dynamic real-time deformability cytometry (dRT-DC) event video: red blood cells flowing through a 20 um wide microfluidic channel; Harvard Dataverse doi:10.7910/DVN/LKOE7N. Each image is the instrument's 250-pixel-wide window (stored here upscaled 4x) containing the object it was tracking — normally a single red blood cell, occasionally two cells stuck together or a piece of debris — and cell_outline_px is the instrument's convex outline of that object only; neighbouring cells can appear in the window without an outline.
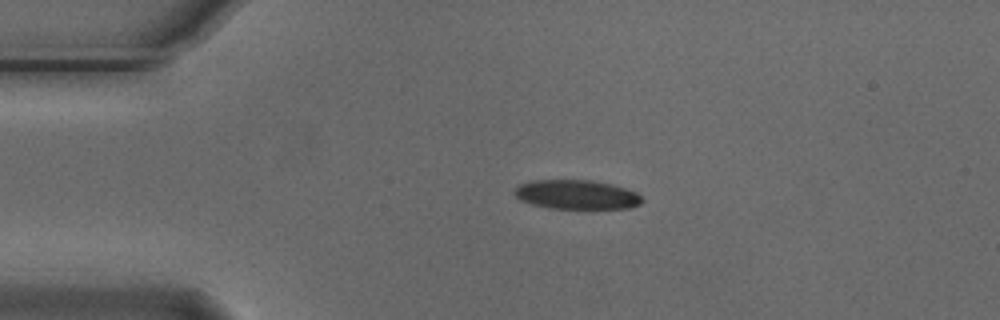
{"species": "Egyptian fruit bat (a non-hibernating species)", "species_latin": "Rousettus aegyptiacus", "temperature_condition": "cold", "stored_images_in_passage": 2, "camera_frame_rate_fps": 3000, "um_per_image_px": 0.085, "animal": {"sex": "male"}, "frame": {"image": 1, "passage_image": 1, "time_ms": 0.0, "image_size_px": [1000, 320], "cell_outline_px": [[644, 200], [640, 204], [628, 208], [548, 208], [532, 204], [520, 200], [512, 192], [520, 184], [532, 180], [592, 180], [612, 184], [636, 192]], "centroid_in_image_um": [48.99, 16.53], "position_along_channel_um": 36.0, "area_um2": 21.68}}